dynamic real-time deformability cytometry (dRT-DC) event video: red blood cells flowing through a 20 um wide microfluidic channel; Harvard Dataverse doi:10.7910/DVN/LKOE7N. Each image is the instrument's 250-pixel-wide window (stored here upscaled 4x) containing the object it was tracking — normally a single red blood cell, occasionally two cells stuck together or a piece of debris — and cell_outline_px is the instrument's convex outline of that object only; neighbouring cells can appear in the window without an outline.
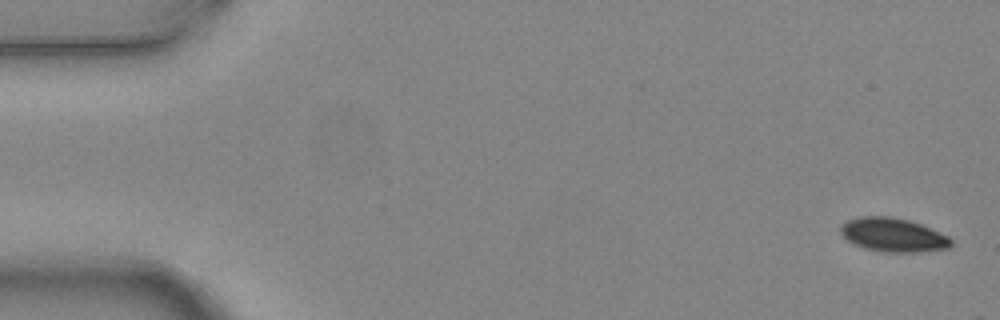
{"species": "common noctule bat (a hibernating species)", "species_latin": "Nyctalus noctula", "temperature_condition": "warm", "stored_images_in_passage": 5, "camera_frame_rate_fps": 3000, "um_per_image_px": 0.085, "animal": {"sex": "female", "body_mass_g": 24.6, "forearm_length_mm": 56.2}, "frame": {"image": 1, "passage_image": 1, "time_ms": 0.0, "image_size_px": [1000, 320], "cell_outline_px": [[952, 244], [948, 248], [920, 252], [884, 252], [864, 248], [852, 244], [840, 232], [840, 228], [848, 220], [860, 216], [892, 216], [908, 220], [920, 224], [948, 236], [952, 240]], "centroid_in_image_um": [75.91, 19.97], "position_along_channel_um": 9.1, "area_um2": 21.68}}
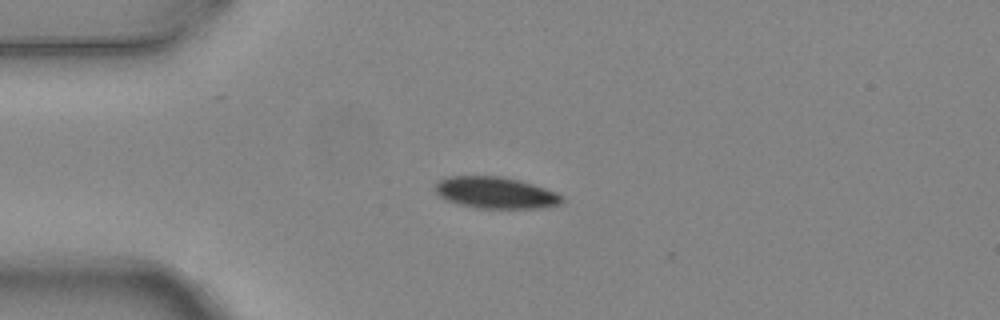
{"frame": {"image": 2, "passage_image": 4, "time_ms": 1.0, "image_size_px": [1000, 320], "cell_outline_px": [[564, 200], [560, 204], [540, 208], [476, 208], [460, 204], [448, 200], [440, 196], [432, 188], [440, 180], [448, 176], [500, 176], [520, 180], [556, 192]], "centroid_in_image_um": [42.1, 16.38], "position_along_channel_um": 42.9, "area_um2": 23.18}}